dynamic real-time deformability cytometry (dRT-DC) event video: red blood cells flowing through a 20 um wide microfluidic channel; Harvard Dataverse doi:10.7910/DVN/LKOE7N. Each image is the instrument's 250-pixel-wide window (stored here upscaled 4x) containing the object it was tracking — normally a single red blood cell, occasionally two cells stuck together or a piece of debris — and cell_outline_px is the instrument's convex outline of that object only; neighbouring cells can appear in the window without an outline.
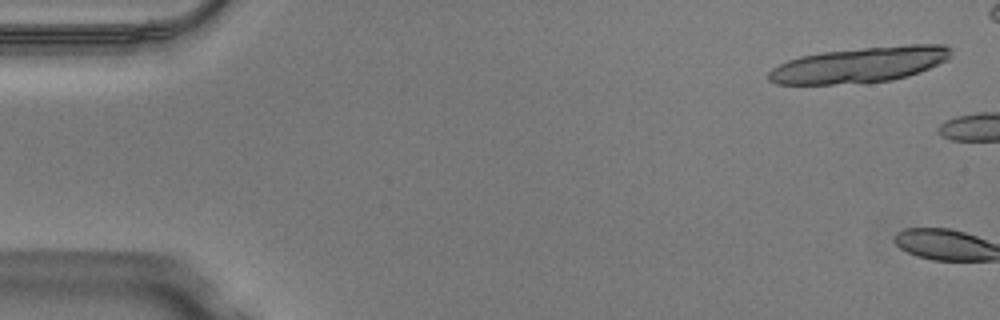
{"species": "Egyptian fruit bat (a non-hibernating species)", "species_latin": "Rousettus aegyptiacus", "temperature_condition": "warm", "stored_images_in_passage": 4, "camera_frame_rate_fps": 3000, "um_per_image_px": 0.085, "animal": {"sex": "male"}, "frame": {"image": 1, "passage_image": 2, "time_ms": 0.333, "image_size_px": [1000, 320], "cell_outline_px": [[952, 56], [948, 60], [920, 72], [908, 76], [892, 80], [832, 84], [776, 84], [768, 80], [768, 72], [772, 68], [788, 60], [800, 56], [820, 52], [908, 44], [944, 44], [952, 48]], "centroid_in_image_um": [73.11, 5.5], "position_along_channel_um": 11.9, "area_um2": 37.86}}